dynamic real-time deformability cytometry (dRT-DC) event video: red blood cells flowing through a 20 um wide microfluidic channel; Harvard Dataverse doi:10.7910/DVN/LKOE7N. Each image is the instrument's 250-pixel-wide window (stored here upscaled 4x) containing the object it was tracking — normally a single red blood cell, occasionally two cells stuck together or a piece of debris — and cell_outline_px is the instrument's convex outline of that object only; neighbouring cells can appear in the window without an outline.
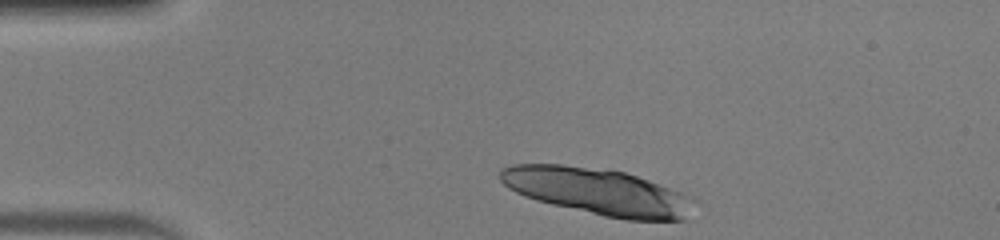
{"species": "human", "species_latin": "Homo sapiens", "temperature_condition": "warm", "stored_images_in_passage": 15, "camera_frame_rate_fps": 3000, "um_per_image_px": 0.085, "donor": {"sex": "male"}, "frame": {"image": 1, "passage_image": 1, "time_ms": 0.0, "image_size_px": [1000, 240], "cell_outline_px": [[700, 200], [684, 220], [624, 220], [604, 216], [552, 204], [536, 200], [524, 196], [508, 188], [500, 180], [500, 168], [512, 164], [564, 164], [608, 168], [624, 172], [660, 184]], "centroid_in_image_um": [50.84, 16.27], "position_along_channel_um": 34.2, "area_um2": 53.18}}